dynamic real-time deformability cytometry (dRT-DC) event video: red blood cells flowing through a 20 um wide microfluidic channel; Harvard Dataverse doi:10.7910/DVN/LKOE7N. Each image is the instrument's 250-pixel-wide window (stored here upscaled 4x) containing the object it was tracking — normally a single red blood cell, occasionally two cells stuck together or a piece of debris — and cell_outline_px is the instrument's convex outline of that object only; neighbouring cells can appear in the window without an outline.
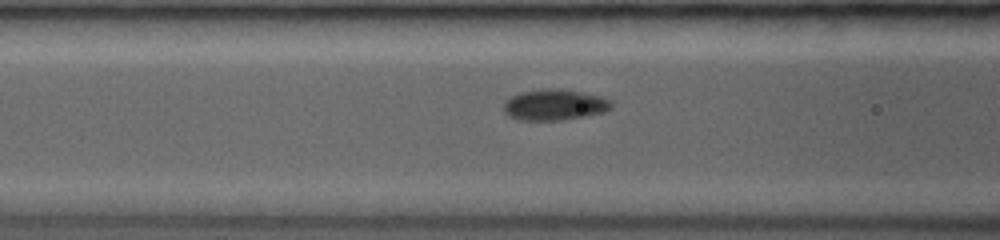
{"species": "common noctule bat (a hibernating species)", "species_latin": "Nyctalus noctula", "temperature_condition": "room temperature", "stored_images_in_passage": 28, "camera_frame_rate_fps": 3500, "um_per_image_px": 0.085, "animal": {"sex": "female", "body_mass_g": 19.0, "forearm_length_mm": 53.3}, "frame": {"image": 1, "passage_image": 6, "time_ms": 2.286, "image_size_px": [1000, 240], "cell_outline_px": [[612, 104], [604, 112], [560, 120], [520, 120], [504, 112], [504, 104], [512, 96], [524, 92], [548, 88], [580, 92], [596, 96], [608, 100]], "centroid_in_image_um": [47.09, 8.92], "position_along_channel_um": 119.5, "area_um2": 18.55}}
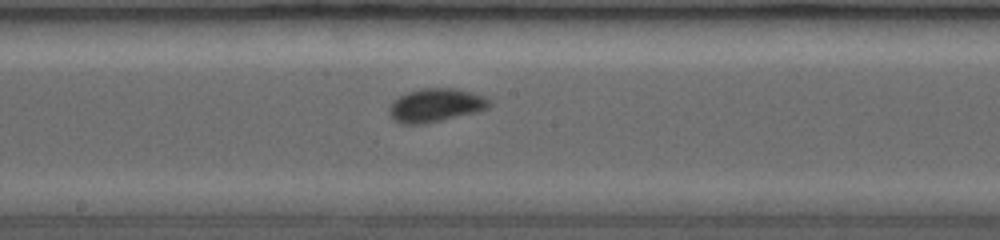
{"frame": {"image": 2, "passage_image": 13, "time_ms": 4.571, "image_size_px": [1000, 240], "cell_outline_px": [[488, 108], [424, 124], [404, 124], [396, 120], [392, 116], [392, 104], [400, 96], [408, 92], [428, 88], [456, 88], [480, 96], [488, 100]], "centroid_in_image_um": [37.02, 8.94], "position_along_channel_um": 211.2, "area_um2": 18.38}}
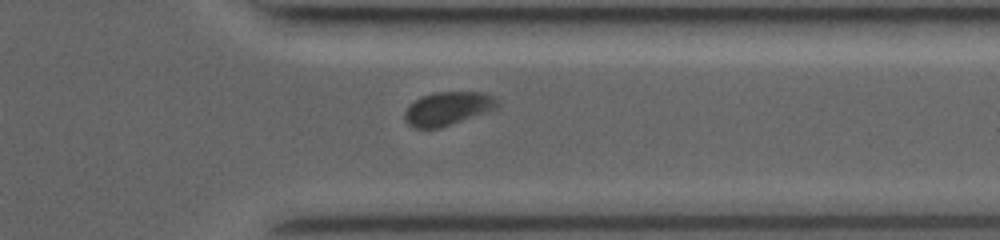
{"frame": {"image": 3, "passage_image": 24, "time_ms": 8.571, "image_size_px": [1000, 240], "cell_outline_px": [[500, 108], [440, 128], [416, 128], [408, 124], [404, 120], [404, 112], [408, 104], [420, 96], [436, 92], [480, 92], [492, 96], [500, 104]], "centroid_in_image_um": [38.04, 9.23], "position_along_channel_um": 373.4, "area_um2": 18.32}}